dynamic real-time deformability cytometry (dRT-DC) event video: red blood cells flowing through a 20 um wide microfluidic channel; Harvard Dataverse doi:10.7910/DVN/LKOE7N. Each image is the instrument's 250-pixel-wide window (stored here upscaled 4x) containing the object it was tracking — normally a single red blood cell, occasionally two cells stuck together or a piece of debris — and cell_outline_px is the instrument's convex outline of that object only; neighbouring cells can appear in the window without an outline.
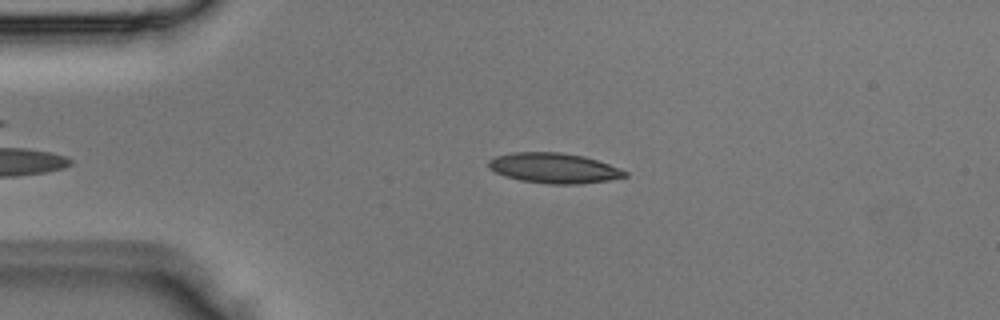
{"species": "Egyptian fruit bat (a non-hibernating species)", "species_latin": "Rousettus aegyptiacus", "temperature_condition": "room temperature", "stored_images_in_passage": 4, "camera_frame_rate_fps": 3000, "um_per_image_px": 0.085, "animal": {"sex": "male"}, "frame": {"image": 1, "passage_image": 4, "time_ms": 1.0, "image_size_px": [1000, 320], "cell_outline_px": [[628, 176], [608, 180], [580, 184], [552, 184], [520, 180], [504, 176], [488, 168], [488, 160], [496, 156], [512, 152], [560, 152], [584, 156], [620, 168], [628, 172]], "centroid_in_image_um": [47.08, 14.28], "position_along_channel_um": 37.9, "area_um2": 23.99}}